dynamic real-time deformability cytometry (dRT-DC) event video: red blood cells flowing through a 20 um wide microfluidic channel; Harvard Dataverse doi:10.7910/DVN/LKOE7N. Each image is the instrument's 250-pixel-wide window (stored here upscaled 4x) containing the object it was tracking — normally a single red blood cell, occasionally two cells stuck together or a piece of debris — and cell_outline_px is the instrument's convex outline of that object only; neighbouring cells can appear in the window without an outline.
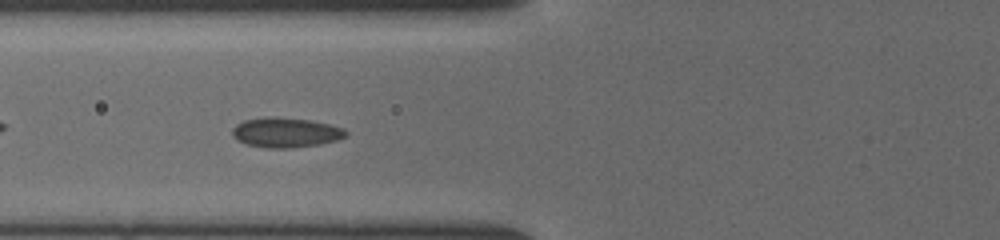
{"species": "common noctule bat (a hibernating species)", "species_latin": "Nyctalus noctula", "temperature_condition": "cold", "stored_images_in_passage": 35, "camera_frame_rate_fps": 3000, "um_per_image_px": 0.085, "animal": {"sex": "female", "body_mass_g": 19.5, "forearm_length_mm": 54.1}, "frame": {"image": 1, "passage_image": 6, "time_ms": 1.667, "image_size_px": [1000, 240], "cell_outline_px": [[348, 136], [336, 140], [320, 144], [292, 148], [264, 148], [248, 144], [236, 140], [232, 136], [232, 128], [236, 124], [244, 120], [276, 116], [308, 120], [328, 124], [344, 128], [348, 132]], "centroid_in_image_um": [24.28, 11.27], "position_along_channel_um": 101.5, "area_um2": 19.83}}
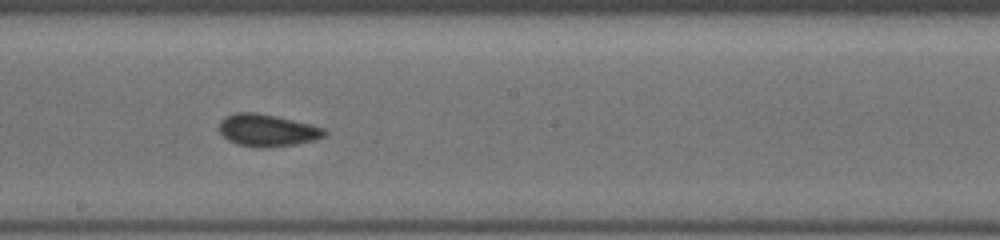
{"frame": {"image": 2, "passage_image": 15, "time_ms": 4.667, "image_size_px": [1000, 240], "cell_outline_px": [[328, 132], [324, 136], [316, 140], [296, 144], [268, 148], [256, 148], [236, 144], [228, 140], [220, 132], [220, 120], [236, 112], [256, 112], [276, 116], [324, 128]], "centroid_in_image_um": [22.72, 11.09], "position_along_channel_um": 225.5, "area_um2": 19.77}}
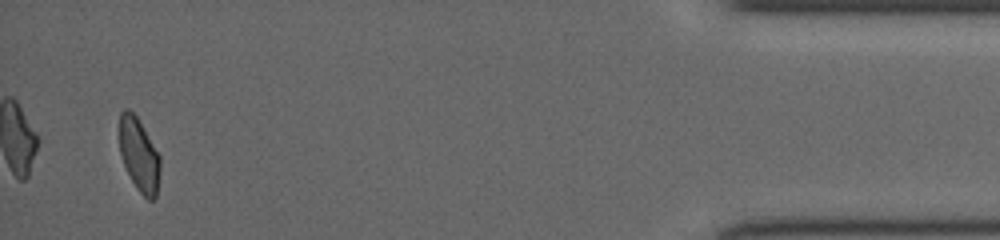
{"frame": {"image": 3, "passage_image": 34, "time_ms": 11.0, "image_size_px": [1000, 240], "cell_outline_px": [[160, 168], [156, 196], [152, 200], [148, 200], [136, 188], [120, 156], [120, 112], [124, 108], [128, 108], [136, 116], [160, 156]], "centroid_in_image_um": [11.82, 13.16], "position_along_channel_um": 423.4, "area_um2": 17.11}}